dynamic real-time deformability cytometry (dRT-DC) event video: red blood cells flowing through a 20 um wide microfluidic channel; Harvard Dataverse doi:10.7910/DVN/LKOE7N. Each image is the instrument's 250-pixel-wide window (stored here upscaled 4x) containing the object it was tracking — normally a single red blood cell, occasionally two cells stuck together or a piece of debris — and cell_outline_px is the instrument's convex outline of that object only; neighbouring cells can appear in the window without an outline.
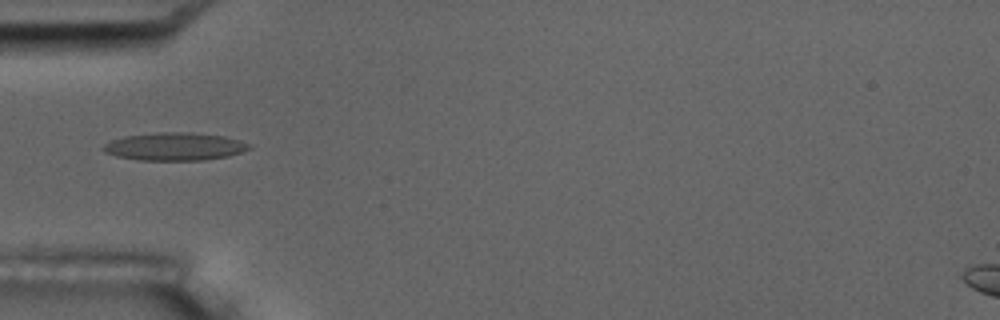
{"species": "common noctule bat (a hibernating species)", "species_latin": "Nyctalus noctula", "temperature_condition": "room temperature", "stored_images_in_passage": 4, "camera_frame_rate_fps": 3000, "um_per_image_px": 0.085, "animal": {"sex": "male", "body_mass_g": 17.5, "forearm_length_mm": 52.3}, "frame": {"image": 1, "passage_image": 1, "time_ms": 0.0, "image_size_px": [1000, 320], "cell_outline_px": [[252, 148], [228, 156], [204, 160], [140, 160], [116, 156], [104, 152], [100, 148], [104, 144], [112, 140], [124, 136], [156, 132], [192, 132], [224, 136], [240, 140], [248, 144]], "centroid_in_image_um": [14.82, 12.45], "position_along_channel_um": 70.2, "area_um2": 23.76}}
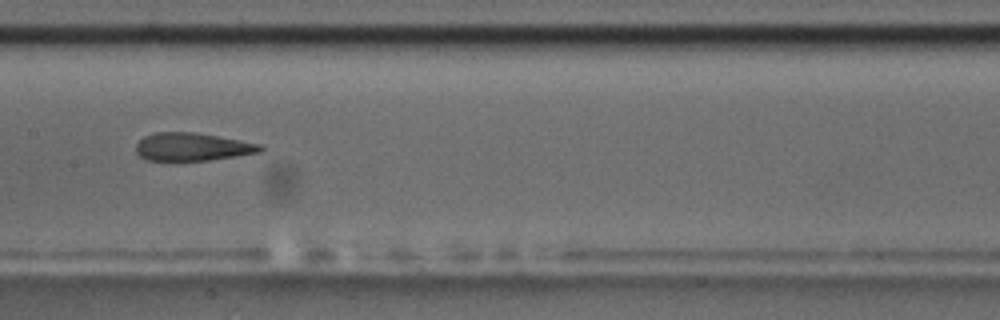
{"frame": {"image": 2, "passage_image": 4, "time_ms": 3.333, "image_size_px": [1000, 320], "cell_outline_px": [[264, 148], [260, 152], [236, 156], [208, 160], [144, 160], [136, 152], [136, 144], [144, 136], [156, 132], [192, 132], [264, 144]], "centroid_in_image_um": [16.35, 12.48], "position_along_channel_um": 191.0, "area_um2": 20.17}}